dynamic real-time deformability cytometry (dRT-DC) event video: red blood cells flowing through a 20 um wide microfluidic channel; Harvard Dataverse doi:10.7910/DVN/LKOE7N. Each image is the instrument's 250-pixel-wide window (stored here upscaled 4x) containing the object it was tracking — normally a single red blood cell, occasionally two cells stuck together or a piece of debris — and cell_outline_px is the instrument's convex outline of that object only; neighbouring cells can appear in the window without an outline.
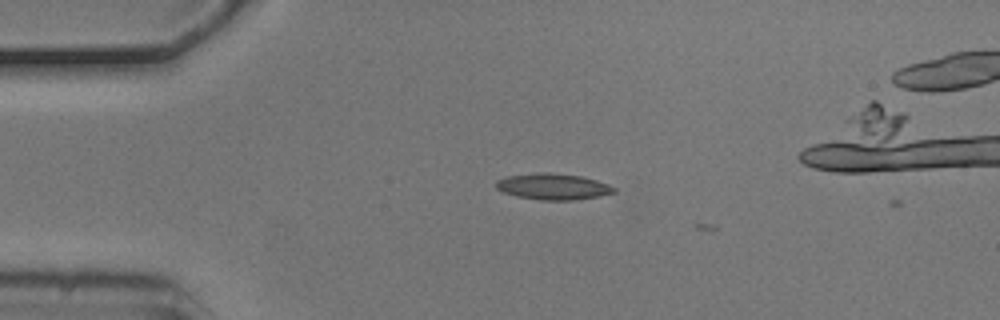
{"species": "common noctule bat (a hibernating species)", "species_latin": "Nyctalus noctula", "temperature_condition": "cold", "stored_images_in_passage": 4, "camera_frame_rate_fps": 3000, "um_per_image_px": 0.085, "animal": {"sex": "male", "body_mass_g": 20.5, "forearm_length_mm": 52.5}, "frame": {"image": 1, "passage_image": 2, "time_ms": 0.333, "image_size_px": [1000, 320], "cell_outline_px": [[616, 192], [600, 196], [572, 200], [540, 200], [516, 196], [504, 192], [496, 188], [496, 180], [508, 176], [536, 172], [548, 172], [580, 176], [596, 180], [608, 184], [616, 188]], "centroid_in_image_um": [47.01, 15.86], "position_along_channel_um": 38.0, "area_um2": 17.98}}